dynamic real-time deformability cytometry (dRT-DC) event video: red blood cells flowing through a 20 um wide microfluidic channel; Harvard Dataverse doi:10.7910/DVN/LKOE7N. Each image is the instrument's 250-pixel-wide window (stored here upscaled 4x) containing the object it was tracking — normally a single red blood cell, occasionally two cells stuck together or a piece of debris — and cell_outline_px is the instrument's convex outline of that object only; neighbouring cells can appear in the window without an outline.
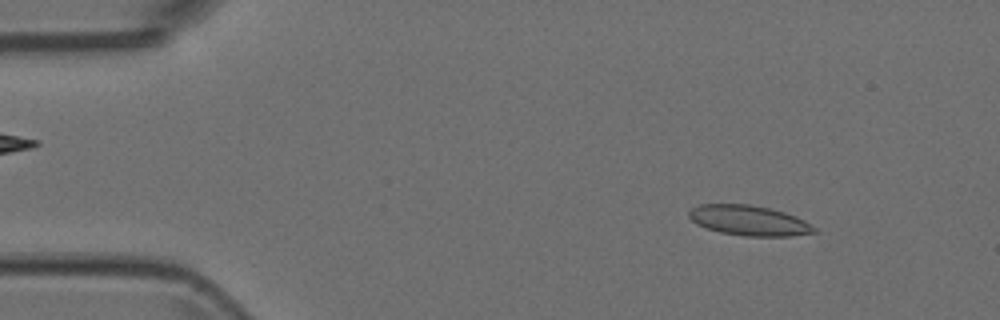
{"species": "Egyptian fruit bat (a non-hibernating species)", "species_latin": "Rousettus aegyptiacus", "temperature_condition": "room temperature", "stored_images_in_passage": 3, "camera_frame_rate_fps": 3000, "um_per_image_px": 0.085, "animal": {"sex": "female"}, "frame": {"image": 1, "passage_image": 1, "time_ms": 0.0, "image_size_px": [1000, 320], "cell_outline_px": [[820, 232], [792, 236], [744, 236], [720, 232], [696, 224], [688, 216], [688, 212], [692, 208], [700, 204], [748, 204], [772, 208], [796, 216], [804, 220], [816, 228]], "centroid_in_image_um": [63.7, 18.74], "position_along_channel_um": 21.3, "area_um2": 22.14}}